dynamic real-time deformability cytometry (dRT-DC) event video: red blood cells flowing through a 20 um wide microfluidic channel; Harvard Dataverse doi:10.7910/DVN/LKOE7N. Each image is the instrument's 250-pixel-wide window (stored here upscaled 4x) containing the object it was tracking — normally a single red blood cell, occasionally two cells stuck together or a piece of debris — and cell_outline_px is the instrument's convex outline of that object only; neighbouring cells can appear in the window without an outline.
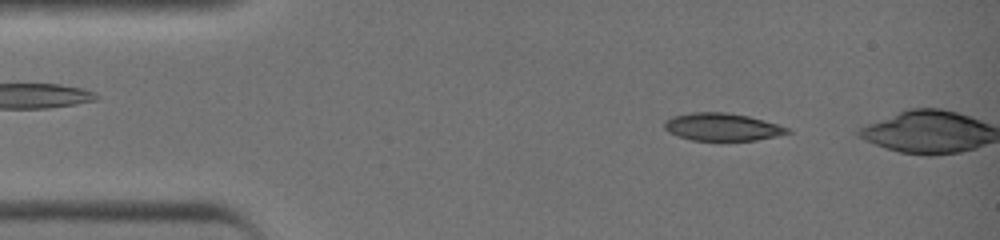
{"species": "common noctule bat (a hibernating species)", "species_latin": "Nyctalus noctula", "temperature_condition": "warm", "stored_images_in_passage": 7, "camera_frame_rate_fps": 3000, "um_per_image_px": 0.085, "animal": {"sex": "female", "body_mass_g": 19.0, "forearm_length_mm": 51.5}, "frame": {"image": 1, "passage_image": 5, "time_ms": 1.333, "image_size_px": [1000, 240], "cell_outline_px": [[788, 132], [772, 136], [752, 140], [692, 140], [680, 136], [672, 132], [664, 124], [668, 120], [676, 116], [696, 112], [724, 112], [748, 116], [776, 124], [788, 128]], "centroid_in_image_um": [61.39, 10.78], "position_along_channel_um": 23.6, "area_um2": 18.79}}